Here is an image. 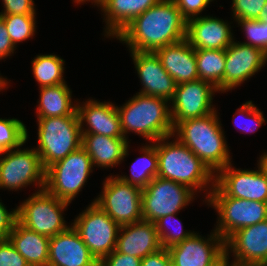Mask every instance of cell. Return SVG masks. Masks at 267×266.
<instances>
[{
  "mask_svg": "<svg viewBox=\"0 0 267 266\" xmlns=\"http://www.w3.org/2000/svg\"><path fill=\"white\" fill-rule=\"evenodd\" d=\"M187 21L173 0H160L115 37L128 51L155 52L186 39Z\"/></svg>",
  "mask_w": 267,
  "mask_h": 266,
  "instance_id": "6da1fadb",
  "label": "cell"
},
{
  "mask_svg": "<svg viewBox=\"0 0 267 266\" xmlns=\"http://www.w3.org/2000/svg\"><path fill=\"white\" fill-rule=\"evenodd\" d=\"M218 114L220 115L217 109L207 116L178 122L173 127L172 134L214 174L232 162L231 150Z\"/></svg>",
  "mask_w": 267,
  "mask_h": 266,
  "instance_id": "7a4b0ae2",
  "label": "cell"
},
{
  "mask_svg": "<svg viewBox=\"0 0 267 266\" xmlns=\"http://www.w3.org/2000/svg\"><path fill=\"white\" fill-rule=\"evenodd\" d=\"M156 151L157 177L185 185L196 194L205 191L206 195L203 198L205 202L215 186V174L208 166L173 135L157 140Z\"/></svg>",
  "mask_w": 267,
  "mask_h": 266,
  "instance_id": "3957f363",
  "label": "cell"
},
{
  "mask_svg": "<svg viewBox=\"0 0 267 266\" xmlns=\"http://www.w3.org/2000/svg\"><path fill=\"white\" fill-rule=\"evenodd\" d=\"M116 109L127 141L133 132L148 143L173 134L170 102L163 98L136 93Z\"/></svg>",
  "mask_w": 267,
  "mask_h": 266,
  "instance_id": "277c9868",
  "label": "cell"
},
{
  "mask_svg": "<svg viewBox=\"0 0 267 266\" xmlns=\"http://www.w3.org/2000/svg\"><path fill=\"white\" fill-rule=\"evenodd\" d=\"M37 122L38 145L34 149L45 170L81 147L78 115L37 118Z\"/></svg>",
  "mask_w": 267,
  "mask_h": 266,
  "instance_id": "5b68a950",
  "label": "cell"
},
{
  "mask_svg": "<svg viewBox=\"0 0 267 266\" xmlns=\"http://www.w3.org/2000/svg\"><path fill=\"white\" fill-rule=\"evenodd\" d=\"M205 203L217 212L213 229L226 240L243 227L254 225L267 219V203L226 196L216 185Z\"/></svg>",
  "mask_w": 267,
  "mask_h": 266,
  "instance_id": "8992f818",
  "label": "cell"
},
{
  "mask_svg": "<svg viewBox=\"0 0 267 266\" xmlns=\"http://www.w3.org/2000/svg\"><path fill=\"white\" fill-rule=\"evenodd\" d=\"M70 204L49 194L45 189L35 190V193L17 206L18 221L26 228L50 238L71 226L67 225L63 216Z\"/></svg>",
  "mask_w": 267,
  "mask_h": 266,
  "instance_id": "52a82bcc",
  "label": "cell"
},
{
  "mask_svg": "<svg viewBox=\"0 0 267 266\" xmlns=\"http://www.w3.org/2000/svg\"><path fill=\"white\" fill-rule=\"evenodd\" d=\"M93 168L90 156L80 147L46 169L45 190L71 203L85 187Z\"/></svg>",
  "mask_w": 267,
  "mask_h": 266,
  "instance_id": "ba28073f",
  "label": "cell"
},
{
  "mask_svg": "<svg viewBox=\"0 0 267 266\" xmlns=\"http://www.w3.org/2000/svg\"><path fill=\"white\" fill-rule=\"evenodd\" d=\"M13 148L0 158V190L18 191L32 184L45 189V169L33 148Z\"/></svg>",
  "mask_w": 267,
  "mask_h": 266,
  "instance_id": "9c48e42d",
  "label": "cell"
},
{
  "mask_svg": "<svg viewBox=\"0 0 267 266\" xmlns=\"http://www.w3.org/2000/svg\"><path fill=\"white\" fill-rule=\"evenodd\" d=\"M103 181L101 193L92 202L120 226L143 220L141 188L122 182L113 174Z\"/></svg>",
  "mask_w": 267,
  "mask_h": 266,
  "instance_id": "30bf717a",
  "label": "cell"
},
{
  "mask_svg": "<svg viewBox=\"0 0 267 266\" xmlns=\"http://www.w3.org/2000/svg\"><path fill=\"white\" fill-rule=\"evenodd\" d=\"M71 225L98 262L116 248L120 225L94 202L80 212Z\"/></svg>",
  "mask_w": 267,
  "mask_h": 266,
  "instance_id": "8fae6325",
  "label": "cell"
},
{
  "mask_svg": "<svg viewBox=\"0 0 267 266\" xmlns=\"http://www.w3.org/2000/svg\"><path fill=\"white\" fill-rule=\"evenodd\" d=\"M197 194L189 187L169 179L155 177L142 189V217L155 222L163 216L178 214Z\"/></svg>",
  "mask_w": 267,
  "mask_h": 266,
  "instance_id": "7c38bea8",
  "label": "cell"
},
{
  "mask_svg": "<svg viewBox=\"0 0 267 266\" xmlns=\"http://www.w3.org/2000/svg\"><path fill=\"white\" fill-rule=\"evenodd\" d=\"M215 93L220 92L212 84L201 79L178 84L170 102L173 127L178 122L201 118L215 112Z\"/></svg>",
  "mask_w": 267,
  "mask_h": 266,
  "instance_id": "4fadbf2b",
  "label": "cell"
},
{
  "mask_svg": "<svg viewBox=\"0 0 267 266\" xmlns=\"http://www.w3.org/2000/svg\"><path fill=\"white\" fill-rule=\"evenodd\" d=\"M257 163V170H250L231 162L215 174V185L228 197L267 203V173Z\"/></svg>",
  "mask_w": 267,
  "mask_h": 266,
  "instance_id": "5bb4252c",
  "label": "cell"
},
{
  "mask_svg": "<svg viewBox=\"0 0 267 266\" xmlns=\"http://www.w3.org/2000/svg\"><path fill=\"white\" fill-rule=\"evenodd\" d=\"M225 252L237 266H267V219L231 234Z\"/></svg>",
  "mask_w": 267,
  "mask_h": 266,
  "instance_id": "9a60e30c",
  "label": "cell"
},
{
  "mask_svg": "<svg viewBox=\"0 0 267 266\" xmlns=\"http://www.w3.org/2000/svg\"><path fill=\"white\" fill-rule=\"evenodd\" d=\"M167 250L172 266H210L225 253V240L214 230L207 237L196 231Z\"/></svg>",
  "mask_w": 267,
  "mask_h": 266,
  "instance_id": "2e32d148",
  "label": "cell"
},
{
  "mask_svg": "<svg viewBox=\"0 0 267 266\" xmlns=\"http://www.w3.org/2000/svg\"><path fill=\"white\" fill-rule=\"evenodd\" d=\"M224 93L241 86L264 68L267 54L261 49L233 41L225 49Z\"/></svg>",
  "mask_w": 267,
  "mask_h": 266,
  "instance_id": "e0dca14e",
  "label": "cell"
},
{
  "mask_svg": "<svg viewBox=\"0 0 267 266\" xmlns=\"http://www.w3.org/2000/svg\"><path fill=\"white\" fill-rule=\"evenodd\" d=\"M134 63L135 73L140 79V94L163 98L171 102L176 82L163 68L155 52L129 51Z\"/></svg>",
  "mask_w": 267,
  "mask_h": 266,
  "instance_id": "ac0fdd59",
  "label": "cell"
},
{
  "mask_svg": "<svg viewBox=\"0 0 267 266\" xmlns=\"http://www.w3.org/2000/svg\"><path fill=\"white\" fill-rule=\"evenodd\" d=\"M77 114L82 134H100L111 138H124L116 104L88 98L77 100Z\"/></svg>",
  "mask_w": 267,
  "mask_h": 266,
  "instance_id": "d6986e66",
  "label": "cell"
},
{
  "mask_svg": "<svg viewBox=\"0 0 267 266\" xmlns=\"http://www.w3.org/2000/svg\"><path fill=\"white\" fill-rule=\"evenodd\" d=\"M228 20L203 15L187 21L186 40L194 49H226L235 40Z\"/></svg>",
  "mask_w": 267,
  "mask_h": 266,
  "instance_id": "ffe728a7",
  "label": "cell"
},
{
  "mask_svg": "<svg viewBox=\"0 0 267 266\" xmlns=\"http://www.w3.org/2000/svg\"><path fill=\"white\" fill-rule=\"evenodd\" d=\"M47 266H99V262L71 225L66 231L50 237Z\"/></svg>",
  "mask_w": 267,
  "mask_h": 266,
  "instance_id": "44dd1931",
  "label": "cell"
},
{
  "mask_svg": "<svg viewBox=\"0 0 267 266\" xmlns=\"http://www.w3.org/2000/svg\"><path fill=\"white\" fill-rule=\"evenodd\" d=\"M153 222L141 220L120 226L115 250L140 259L161 249Z\"/></svg>",
  "mask_w": 267,
  "mask_h": 266,
  "instance_id": "7402d4cb",
  "label": "cell"
},
{
  "mask_svg": "<svg viewBox=\"0 0 267 266\" xmlns=\"http://www.w3.org/2000/svg\"><path fill=\"white\" fill-rule=\"evenodd\" d=\"M130 141L100 134H82L81 147L91 158L93 167H117L129 155Z\"/></svg>",
  "mask_w": 267,
  "mask_h": 266,
  "instance_id": "603a6c76",
  "label": "cell"
},
{
  "mask_svg": "<svg viewBox=\"0 0 267 266\" xmlns=\"http://www.w3.org/2000/svg\"><path fill=\"white\" fill-rule=\"evenodd\" d=\"M155 53L177 85L199 79L195 49L186 39L159 48Z\"/></svg>",
  "mask_w": 267,
  "mask_h": 266,
  "instance_id": "cb8c5ba5",
  "label": "cell"
},
{
  "mask_svg": "<svg viewBox=\"0 0 267 266\" xmlns=\"http://www.w3.org/2000/svg\"><path fill=\"white\" fill-rule=\"evenodd\" d=\"M160 0H104L98 7L106 25L104 37L115 38L134 18Z\"/></svg>",
  "mask_w": 267,
  "mask_h": 266,
  "instance_id": "d4e9b609",
  "label": "cell"
},
{
  "mask_svg": "<svg viewBox=\"0 0 267 266\" xmlns=\"http://www.w3.org/2000/svg\"><path fill=\"white\" fill-rule=\"evenodd\" d=\"M8 239L30 266H47L49 237L26 228L17 220Z\"/></svg>",
  "mask_w": 267,
  "mask_h": 266,
  "instance_id": "484cf974",
  "label": "cell"
},
{
  "mask_svg": "<svg viewBox=\"0 0 267 266\" xmlns=\"http://www.w3.org/2000/svg\"><path fill=\"white\" fill-rule=\"evenodd\" d=\"M66 83L41 87L37 101L36 118L78 115L77 99L72 100V90Z\"/></svg>",
  "mask_w": 267,
  "mask_h": 266,
  "instance_id": "4316f807",
  "label": "cell"
},
{
  "mask_svg": "<svg viewBox=\"0 0 267 266\" xmlns=\"http://www.w3.org/2000/svg\"><path fill=\"white\" fill-rule=\"evenodd\" d=\"M140 155L130 167V174H116L122 182L132 184L144 189L158 174V156L156 151V142H146L140 146Z\"/></svg>",
  "mask_w": 267,
  "mask_h": 266,
  "instance_id": "83f0119b",
  "label": "cell"
},
{
  "mask_svg": "<svg viewBox=\"0 0 267 266\" xmlns=\"http://www.w3.org/2000/svg\"><path fill=\"white\" fill-rule=\"evenodd\" d=\"M199 79L212 84L224 93L225 49H195Z\"/></svg>",
  "mask_w": 267,
  "mask_h": 266,
  "instance_id": "f1b7e54d",
  "label": "cell"
},
{
  "mask_svg": "<svg viewBox=\"0 0 267 266\" xmlns=\"http://www.w3.org/2000/svg\"><path fill=\"white\" fill-rule=\"evenodd\" d=\"M32 73L38 88L66 83L65 60L56 54H38L32 59Z\"/></svg>",
  "mask_w": 267,
  "mask_h": 266,
  "instance_id": "f546056e",
  "label": "cell"
},
{
  "mask_svg": "<svg viewBox=\"0 0 267 266\" xmlns=\"http://www.w3.org/2000/svg\"><path fill=\"white\" fill-rule=\"evenodd\" d=\"M3 19L9 37L17 48L18 43L32 39L36 34V15H0Z\"/></svg>",
  "mask_w": 267,
  "mask_h": 266,
  "instance_id": "4dcf8cb0",
  "label": "cell"
},
{
  "mask_svg": "<svg viewBox=\"0 0 267 266\" xmlns=\"http://www.w3.org/2000/svg\"><path fill=\"white\" fill-rule=\"evenodd\" d=\"M176 215L178 214L163 216L154 222L162 248L168 249L169 247L184 241L195 233V231L183 229L184 226L181 223L182 221ZM171 222L176 224V226L172 225V228L175 227L172 230L169 227L171 226Z\"/></svg>",
  "mask_w": 267,
  "mask_h": 266,
  "instance_id": "1f68e13d",
  "label": "cell"
},
{
  "mask_svg": "<svg viewBox=\"0 0 267 266\" xmlns=\"http://www.w3.org/2000/svg\"><path fill=\"white\" fill-rule=\"evenodd\" d=\"M27 126L17 118H0V143L7 149L24 146L28 141Z\"/></svg>",
  "mask_w": 267,
  "mask_h": 266,
  "instance_id": "d6a6232c",
  "label": "cell"
},
{
  "mask_svg": "<svg viewBox=\"0 0 267 266\" xmlns=\"http://www.w3.org/2000/svg\"><path fill=\"white\" fill-rule=\"evenodd\" d=\"M232 120L233 124L235 123V127L238 128L240 132L243 131L246 134L254 133L262 125L267 123L263 111L257 108L252 100L243 103L240 108H237Z\"/></svg>",
  "mask_w": 267,
  "mask_h": 266,
  "instance_id": "836d02e7",
  "label": "cell"
},
{
  "mask_svg": "<svg viewBox=\"0 0 267 266\" xmlns=\"http://www.w3.org/2000/svg\"><path fill=\"white\" fill-rule=\"evenodd\" d=\"M243 29L245 37L244 42L240 43L256 47L265 52V33L264 22L258 19H238L235 21Z\"/></svg>",
  "mask_w": 267,
  "mask_h": 266,
  "instance_id": "e575fe53",
  "label": "cell"
},
{
  "mask_svg": "<svg viewBox=\"0 0 267 266\" xmlns=\"http://www.w3.org/2000/svg\"><path fill=\"white\" fill-rule=\"evenodd\" d=\"M267 0H232V18L258 19Z\"/></svg>",
  "mask_w": 267,
  "mask_h": 266,
  "instance_id": "d590c367",
  "label": "cell"
},
{
  "mask_svg": "<svg viewBox=\"0 0 267 266\" xmlns=\"http://www.w3.org/2000/svg\"><path fill=\"white\" fill-rule=\"evenodd\" d=\"M181 12L182 17L188 21L202 16L201 13L214 0H173Z\"/></svg>",
  "mask_w": 267,
  "mask_h": 266,
  "instance_id": "8d00e7d4",
  "label": "cell"
},
{
  "mask_svg": "<svg viewBox=\"0 0 267 266\" xmlns=\"http://www.w3.org/2000/svg\"><path fill=\"white\" fill-rule=\"evenodd\" d=\"M0 266H30L9 239L0 240Z\"/></svg>",
  "mask_w": 267,
  "mask_h": 266,
  "instance_id": "74e56055",
  "label": "cell"
},
{
  "mask_svg": "<svg viewBox=\"0 0 267 266\" xmlns=\"http://www.w3.org/2000/svg\"><path fill=\"white\" fill-rule=\"evenodd\" d=\"M0 15H37L34 0H2Z\"/></svg>",
  "mask_w": 267,
  "mask_h": 266,
  "instance_id": "f35d334b",
  "label": "cell"
},
{
  "mask_svg": "<svg viewBox=\"0 0 267 266\" xmlns=\"http://www.w3.org/2000/svg\"><path fill=\"white\" fill-rule=\"evenodd\" d=\"M6 208L7 207L0 199V240L9 238L15 222L18 220L17 206L12 211Z\"/></svg>",
  "mask_w": 267,
  "mask_h": 266,
  "instance_id": "ab89813d",
  "label": "cell"
},
{
  "mask_svg": "<svg viewBox=\"0 0 267 266\" xmlns=\"http://www.w3.org/2000/svg\"><path fill=\"white\" fill-rule=\"evenodd\" d=\"M99 266H141V259L117 252L114 249L99 262Z\"/></svg>",
  "mask_w": 267,
  "mask_h": 266,
  "instance_id": "60d3db41",
  "label": "cell"
},
{
  "mask_svg": "<svg viewBox=\"0 0 267 266\" xmlns=\"http://www.w3.org/2000/svg\"><path fill=\"white\" fill-rule=\"evenodd\" d=\"M141 266H172L170 254L166 248H161L141 259Z\"/></svg>",
  "mask_w": 267,
  "mask_h": 266,
  "instance_id": "b9f144b4",
  "label": "cell"
},
{
  "mask_svg": "<svg viewBox=\"0 0 267 266\" xmlns=\"http://www.w3.org/2000/svg\"><path fill=\"white\" fill-rule=\"evenodd\" d=\"M16 49L9 37L5 23L0 17V60L5 61L7 57L13 56Z\"/></svg>",
  "mask_w": 267,
  "mask_h": 266,
  "instance_id": "7bdbcfd3",
  "label": "cell"
},
{
  "mask_svg": "<svg viewBox=\"0 0 267 266\" xmlns=\"http://www.w3.org/2000/svg\"><path fill=\"white\" fill-rule=\"evenodd\" d=\"M230 256L225 252L218 260L210 266H237L233 260L230 261Z\"/></svg>",
  "mask_w": 267,
  "mask_h": 266,
  "instance_id": "ee69618b",
  "label": "cell"
},
{
  "mask_svg": "<svg viewBox=\"0 0 267 266\" xmlns=\"http://www.w3.org/2000/svg\"><path fill=\"white\" fill-rule=\"evenodd\" d=\"M90 2L92 5L94 4V7L97 6V8L100 6V4L104 1V0H73L74 3L78 4H84L86 2Z\"/></svg>",
  "mask_w": 267,
  "mask_h": 266,
  "instance_id": "f6af8a7d",
  "label": "cell"
},
{
  "mask_svg": "<svg viewBox=\"0 0 267 266\" xmlns=\"http://www.w3.org/2000/svg\"><path fill=\"white\" fill-rule=\"evenodd\" d=\"M259 164L263 167V169L267 173V151L264 152L257 160Z\"/></svg>",
  "mask_w": 267,
  "mask_h": 266,
  "instance_id": "bcb514c9",
  "label": "cell"
},
{
  "mask_svg": "<svg viewBox=\"0 0 267 266\" xmlns=\"http://www.w3.org/2000/svg\"><path fill=\"white\" fill-rule=\"evenodd\" d=\"M9 80L7 79V77L5 78L4 76H2L1 74H0V92L2 91V90H6V89H8V85H10L9 83H10V81L8 82Z\"/></svg>",
  "mask_w": 267,
  "mask_h": 266,
  "instance_id": "7dc6e473",
  "label": "cell"
},
{
  "mask_svg": "<svg viewBox=\"0 0 267 266\" xmlns=\"http://www.w3.org/2000/svg\"><path fill=\"white\" fill-rule=\"evenodd\" d=\"M258 20H262L264 23H267V1L262 11L260 12V17L258 18Z\"/></svg>",
  "mask_w": 267,
  "mask_h": 266,
  "instance_id": "c3c4849f",
  "label": "cell"
},
{
  "mask_svg": "<svg viewBox=\"0 0 267 266\" xmlns=\"http://www.w3.org/2000/svg\"><path fill=\"white\" fill-rule=\"evenodd\" d=\"M264 33H265V53L267 54V23H264Z\"/></svg>",
  "mask_w": 267,
  "mask_h": 266,
  "instance_id": "681fc988",
  "label": "cell"
},
{
  "mask_svg": "<svg viewBox=\"0 0 267 266\" xmlns=\"http://www.w3.org/2000/svg\"><path fill=\"white\" fill-rule=\"evenodd\" d=\"M7 152V149L0 143V158Z\"/></svg>",
  "mask_w": 267,
  "mask_h": 266,
  "instance_id": "f907efd6",
  "label": "cell"
}]
</instances>
